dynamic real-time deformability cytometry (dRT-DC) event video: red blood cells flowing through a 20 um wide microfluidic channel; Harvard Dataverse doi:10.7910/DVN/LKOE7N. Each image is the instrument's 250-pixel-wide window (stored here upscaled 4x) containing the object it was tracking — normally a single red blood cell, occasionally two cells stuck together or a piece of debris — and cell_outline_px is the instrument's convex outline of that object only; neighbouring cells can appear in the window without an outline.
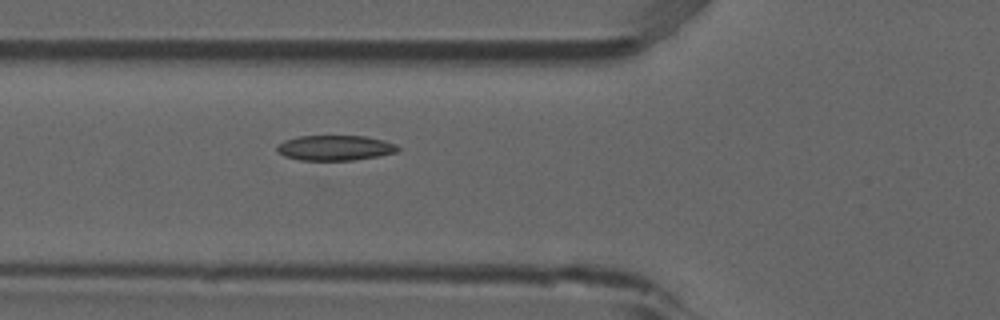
{"species": "common noctule bat (a hibernating species)", "species_latin": "Nyctalus noctula", "temperature_condition": "room temperature", "stored_images_in_passage": 3, "camera_frame_rate_fps": 3000, "um_per_image_px": 0.085, "animal": {"sex": "male", "forearm_length_mm": 52.5}, "frame": {"image": 1, "passage_image": 2, "time_ms": 0.333, "image_size_px": [1000, 320], "cell_outline_px": [[400, 148], [396, 152], [376, 156], [352, 160], [300, 160], [284, 156], [276, 148], [276, 144], [284, 140], [300, 136], [364, 136], [384, 140], [396, 144]], "centroid_in_image_um": [28.46, 12.56], "position_along_channel_um": 97.3, "area_um2": 17.63}}